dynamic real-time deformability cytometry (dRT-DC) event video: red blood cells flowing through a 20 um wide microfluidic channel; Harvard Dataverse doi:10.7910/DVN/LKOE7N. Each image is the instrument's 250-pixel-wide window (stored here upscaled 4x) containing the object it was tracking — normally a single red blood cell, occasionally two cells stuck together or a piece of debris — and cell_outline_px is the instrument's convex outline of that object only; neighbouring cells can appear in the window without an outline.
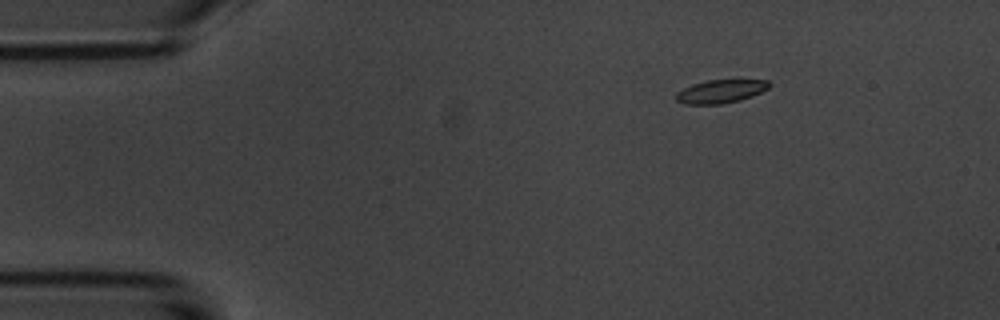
{"species": "common noctule bat (a hibernating species)", "species_latin": "Nyctalus noctula", "temperature_condition": "room temperature", "stored_images_in_passage": 4, "camera_frame_rate_fps": 3000, "um_per_image_px": 0.085, "animal": {"sex": "male", "body_mass_g": 20.1, "forearm_length_mm": 53.5}, "frame": {"image": 1, "passage_image": 1, "time_ms": 0.0, "image_size_px": [1000, 320], "cell_outline_px": [[772, 84], [768, 88], [752, 96], [740, 100], [720, 104], [684, 104], [676, 100], [676, 92], [692, 84], [708, 80], [768, 80]], "centroid_in_image_um": [61.25, 7.76], "position_along_channel_um": 23.7, "area_um2": 12.6}}
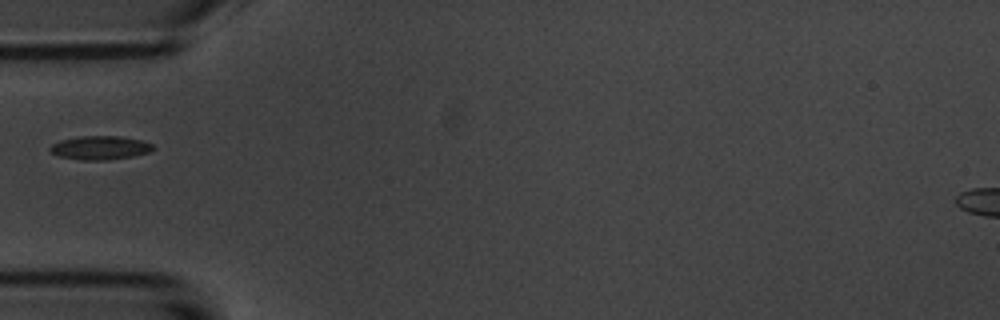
{"frame": {"image": 2, "passage_image": 4, "time_ms": 3.333, "image_size_px": [1000, 320], "cell_outline_px": [[156, 148], [148, 152], [132, 156], [108, 160], [80, 160], [60, 156], [52, 152], [48, 148], [52, 144], [60, 140], [80, 136], [120, 136], [140, 140], [152, 144]], "centroid_in_image_um": [8.5, 12.56], "position_along_channel_um": 76.5, "area_um2": 14.16}}